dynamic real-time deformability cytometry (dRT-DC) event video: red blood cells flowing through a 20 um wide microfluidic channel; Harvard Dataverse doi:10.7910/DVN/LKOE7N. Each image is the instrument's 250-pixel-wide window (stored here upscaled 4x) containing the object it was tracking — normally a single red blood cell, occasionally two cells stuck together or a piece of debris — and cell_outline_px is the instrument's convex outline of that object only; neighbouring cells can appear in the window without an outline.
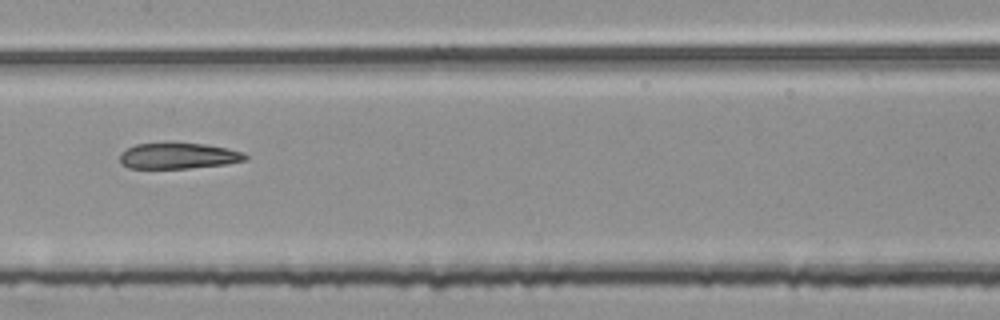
{"species": "common noctule bat (a hibernating species)", "species_latin": "Nyctalus noctula", "temperature_condition": "room temperature", "stored_images_in_passage": 54, "segment_of_instrument_passage": [2, 2], "camera_frame_rate_fps": 3000, "um_per_image_px": 0.085, "animal": {"sex": "female", "body_mass_g": 25.1}, "frame": {"image": 1, "passage_image": 27, "time_ms": 8.667, "image_size_px": [1000, 320], "cell_outline_px": [[252, 156], [248, 160], [228, 164], [188, 168], [128, 168], [120, 164], [120, 152], [136, 144], [164, 140], [172, 140], [204, 144], [228, 148], [244, 152]], "centroid_in_image_um": [15.19, 13.2], "position_along_channel_um": 192.2, "area_um2": 20.06}}
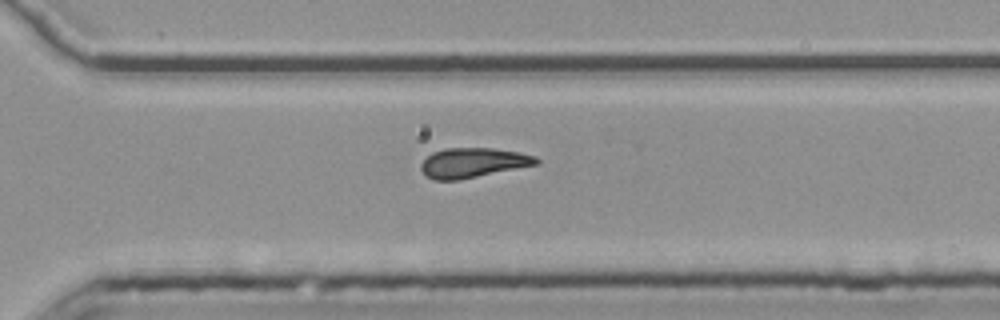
{"frame": {"image": 2, "passage_image": 38, "time_ms": 12.333, "image_size_px": [1000, 320], "cell_outline_px": [[540, 164], [460, 180], [432, 180], [420, 168], [420, 164], [432, 152], [444, 148], [492, 148], [520, 152], [536, 156], [540, 160]], "centroid_in_image_um": [40.24, 13.83], "position_along_channel_um": 330.4, "area_um2": 20.17}}
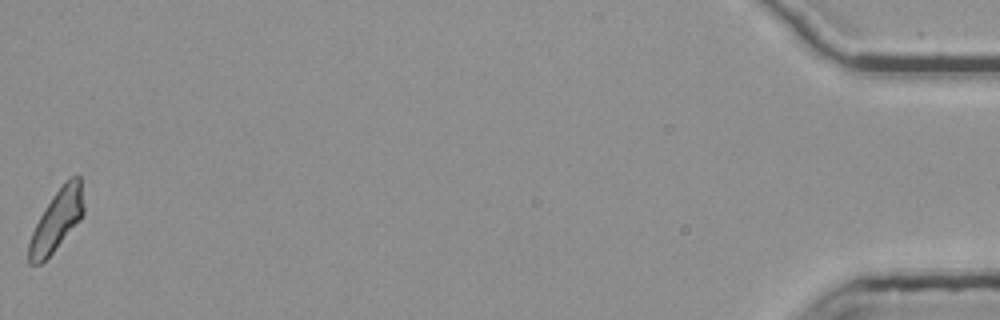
{"frame": {"image": 3, "passage_image": 54, "time_ms": 17.667, "image_size_px": [1000, 320], "cell_outline_px": [[84, 212], [80, 220], [52, 252], [40, 264], [28, 264], [28, 244], [32, 232], [40, 216], [64, 180], [68, 176], [76, 172], [80, 176], [84, 204]], "centroid_in_image_um": [4.84, 18.67], "position_along_channel_um": 430.4, "area_um2": 19.36}}